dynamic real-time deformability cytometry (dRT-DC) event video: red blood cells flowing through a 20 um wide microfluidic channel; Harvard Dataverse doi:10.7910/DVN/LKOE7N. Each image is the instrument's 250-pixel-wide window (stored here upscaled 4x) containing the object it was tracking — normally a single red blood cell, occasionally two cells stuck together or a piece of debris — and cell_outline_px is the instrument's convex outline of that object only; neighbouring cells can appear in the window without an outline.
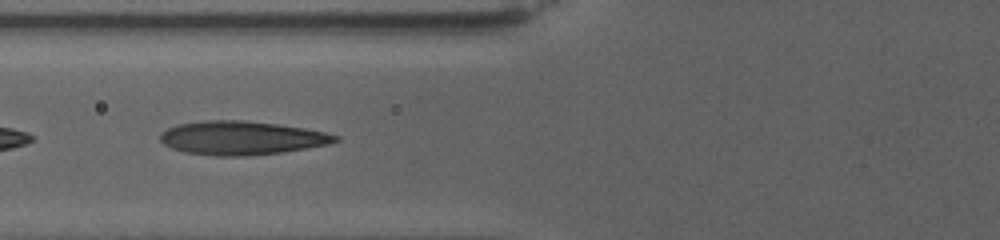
{"species": "human", "species_latin": "Homo sapiens", "temperature_condition": "warm", "stored_images_in_passage": 33, "segment_of_instrument_passage": [2, 2], "camera_frame_rate_fps": 3000, "um_per_image_px": 0.085, "donor": {"sex": "female"}, "frame": {"image": 1, "passage_image": 7, "time_ms": 3.333, "image_size_px": [1000, 240], "cell_outline_px": [[340, 140], [328, 144], [308, 148], [284, 152], [244, 156], [212, 156], [184, 152], [172, 148], [164, 144], [160, 140], [160, 132], [176, 124], [208, 120], [244, 120], [276, 124], [304, 128], [324, 132], [340, 136]], "centroid_in_image_um": [20.52, 11.73], "position_along_channel_um": 105.3, "area_um2": 34.51}}
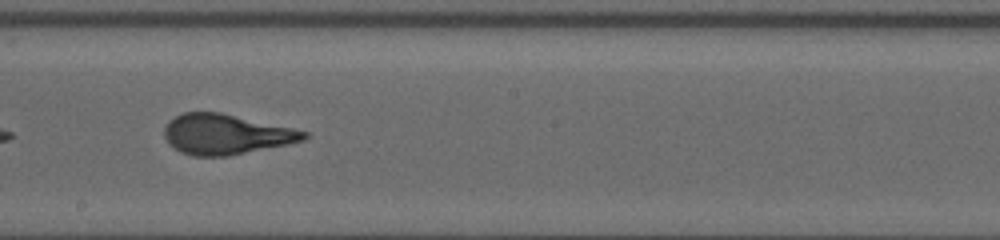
{"frame": {"image": 2, "passage_image": 15, "time_ms": 8.0, "image_size_px": [1000, 240], "cell_outline_px": [[308, 136], [304, 140], [288, 144], [228, 156], [192, 156], [180, 152], [168, 144], [164, 136], [164, 128], [168, 120], [184, 112], [220, 112], [292, 128], [308, 132]], "centroid_in_image_um": [19.16, 11.42], "position_along_channel_um": 229.0, "area_um2": 32.66}}
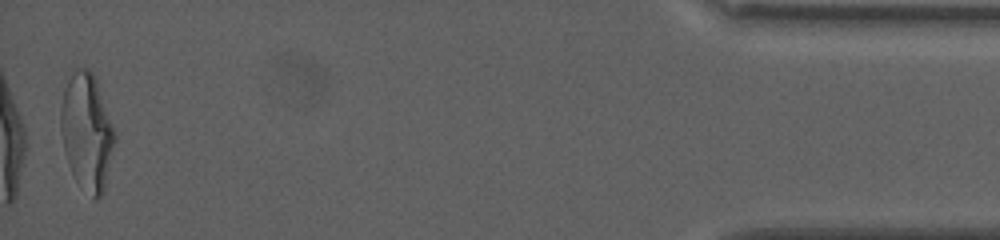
{"frame": {"image": 3, "passage_image": 33, "time_ms": 18.333, "image_size_px": [1000, 240], "cell_outline_px": [[116, 140], [104, 192], [96, 200], [92, 200], [72, 172], [68, 164], [64, 148], [60, 128], [60, 108], [64, 88], [68, 80], [80, 68], [88, 68], [96, 76], [116, 132]], "centroid_in_image_um": [7.41, 11.21], "position_along_channel_um": 427.8, "area_um2": 36.93}}